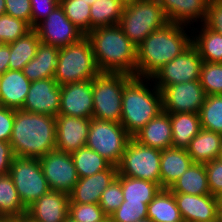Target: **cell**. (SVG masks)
Instances as JSON below:
<instances>
[{
    "instance_id": "obj_1",
    "label": "cell",
    "mask_w": 222,
    "mask_h": 222,
    "mask_svg": "<svg viewBox=\"0 0 222 222\" xmlns=\"http://www.w3.org/2000/svg\"><path fill=\"white\" fill-rule=\"evenodd\" d=\"M185 28L188 29V26L169 22L145 38L136 49V76L151 78L165 64L188 48L192 44V33L188 35Z\"/></svg>"
},
{
    "instance_id": "obj_2",
    "label": "cell",
    "mask_w": 222,
    "mask_h": 222,
    "mask_svg": "<svg viewBox=\"0 0 222 222\" xmlns=\"http://www.w3.org/2000/svg\"><path fill=\"white\" fill-rule=\"evenodd\" d=\"M14 156L39 159L56 149L54 116L14 109L10 141Z\"/></svg>"
},
{
    "instance_id": "obj_3",
    "label": "cell",
    "mask_w": 222,
    "mask_h": 222,
    "mask_svg": "<svg viewBox=\"0 0 222 222\" xmlns=\"http://www.w3.org/2000/svg\"><path fill=\"white\" fill-rule=\"evenodd\" d=\"M86 37L90 40L101 73L136 76L137 46L117 25L98 27Z\"/></svg>"
},
{
    "instance_id": "obj_4",
    "label": "cell",
    "mask_w": 222,
    "mask_h": 222,
    "mask_svg": "<svg viewBox=\"0 0 222 222\" xmlns=\"http://www.w3.org/2000/svg\"><path fill=\"white\" fill-rule=\"evenodd\" d=\"M152 83L151 78L133 76L124 86L120 124L131 137L163 111L161 92Z\"/></svg>"
},
{
    "instance_id": "obj_5",
    "label": "cell",
    "mask_w": 222,
    "mask_h": 222,
    "mask_svg": "<svg viewBox=\"0 0 222 222\" xmlns=\"http://www.w3.org/2000/svg\"><path fill=\"white\" fill-rule=\"evenodd\" d=\"M100 73L91 42L86 36L77 43L60 48L54 75L60 86L94 79Z\"/></svg>"
},
{
    "instance_id": "obj_6",
    "label": "cell",
    "mask_w": 222,
    "mask_h": 222,
    "mask_svg": "<svg viewBox=\"0 0 222 222\" xmlns=\"http://www.w3.org/2000/svg\"><path fill=\"white\" fill-rule=\"evenodd\" d=\"M169 23L157 0H136L124 6L119 26L129 40L138 46L153 31Z\"/></svg>"
},
{
    "instance_id": "obj_7",
    "label": "cell",
    "mask_w": 222,
    "mask_h": 222,
    "mask_svg": "<svg viewBox=\"0 0 222 222\" xmlns=\"http://www.w3.org/2000/svg\"><path fill=\"white\" fill-rule=\"evenodd\" d=\"M132 77L123 73H100L92 79V118L120 123L124 86Z\"/></svg>"
},
{
    "instance_id": "obj_8",
    "label": "cell",
    "mask_w": 222,
    "mask_h": 222,
    "mask_svg": "<svg viewBox=\"0 0 222 222\" xmlns=\"http://www.w3.org/2000/svg\"><path fill=\"white\" fill-rule=\"evenodd\" d=\"M130 138L120 123L91 118L86 146L118 166Z\"/></svg>"
},
{
    "instance_id": "obj_9",
    "label": "cell",
    "mask_w": 222,
    "mask_h": 222,
    "mask_svg": "<svg viewBox=\"0 0 222 222\" xmlns=\"http://www.w3.org/2000/svg\"><path fill=\"white\" fill-rule=\"evenodd\" d=\"M160 160V149L140 144L131 137L117 166L118 175L152 181L160 186Z\"/></svg>"
},
{
    "instance_id": "obj_10",
    "label": "cell",
    "mask_w": 222,
    "mask_h": 222,
    "mask_svg": "<svg viewBox=\"0 0 222 222\" xmlns=\"http://www.w3.org/2000/svg\"><path fill=\"white\" fill-rule=\"evenodd\" d=\"M9 174L26 209L50 191L39 159L14 156Z\"/></svg>"
},
{
    "instance_id": "obj_11",
    "label": "cell",
    "mask_w": 222,
    "mask_h": 222,
    "mask_svg": "<svg viewBox=\"0 0 222 222\" xmlns=\"http://www.w3.org/2000/svg\"><path fill=\"white\" fill-rule=\"evenodd\" d=\"M202 64L203 60L197 48L191 44L159 69L151 79L159 90L173 84L200 80Z\"/></svg>"
},
{
    "instance_id": "obj_12",
    "label": "cell",
    "mask_w": 222,
    "mask_h": 222,
    "mask_svg": "<svg viewBox=\"0 0 222 222\" xmlns=\"http://www.w3.org/2000/svg\"><path fill=\"white\" fill-rule=\"evenodd\" d=\"M39 161L50 190L70 195L79 180L71 154L54 149Z\"/></svg>"
},
{
    "instance_id": "obj_13",
    "label": "cell",
    "mask_w": 222,
    "mask_h": 222,
    "mask_svg": "<svg viewBox=\"0 0 222 222\" xmlns=\"http://www.w3.org/2000/svg\"><path fill=\"white\" fill-rule=\"evenodd\" d=\"M33 29L37 32L41 43L58 48L77 43L85 37L67 18L60 4Z\"/></svg>"
},
{
    "instance_id": "obj_14",
    "label": "cell",
    "mask_w": 222,
    "mask_h": 222,
    "mask_svg": "<svg viewBox=\"0 0 222 222\" xmlns=\"http://www.w3.org/2000/svg\"><path fill=\"white\" fill-rule=\"evenodd\" d=\"M162 110L167 113H198L206 94L199 80L166 86L160 90Z\"/></svg>"
},
{
    "instance_id": "obj_15",
    "label": "cell",
    "mask_w": 222,
    "mask_h": 222,
    "mask_svg": "<svg viewBox=\"0 0 222 222\" xmlns=\"http://www.w3.org/2000/svg\"><path fill=\"white\" fill-rule=\"evenodd\" d=\"M59 115L91 119L93 116L92 79L60 86Z\"/></svg>"
},
{
    "instance_id": "obj_16",
    "label": "cell",
    "mask_w": 222,
    "mask_h": 222,
    "mask_svg": "<svg viewBox=\"0 0 222 222\" xmlns=\"http://www.w3.org/2000/svg\"><path fill=\"white\" fill-rule=\"evenodd\" d=\"M60 85L54 78L32 81L22 110L58 116L60 111Z\"/></svg>"
},
{
    "instance_id": "obj_17",
    "label": "cell",
    "mask_w": 222,
    "mask_h": 222,
    "mask_svg": "<svg viewBox=\"0 0 222 222\" xmlns=\"http://www.w3.org/2000/svg\"><path fill=\"white\" fill-rule=\"evenodd\" d=\"M56 119V149L73 153L86 146L91 119L58 115Z\"/></svg>"
},
{
    "instance_id": "obj_18",
    "label": "cell",
    "mask_w": 222,
    "mask_h": 222,
    "mask_svg": "<svg viewBox=\"0 0 222 222\" xmlns=\"http://www.w3.org/2000/svg\"><path fill=\"white\" fill-rule=\"evenodd\" d=\"M185 222H212L218 217L219 199L211 194L173 193Z\"/></svg>"
},
{
    "instance_id": "obj_19",
    "label": "cell",
    "mask_w": 222,
    "mask_h": 222,
    "mask_svg": "<svg viewBox=\"0 0 222 222\" xmlns=\"http://www.w3.org/2000/svg\"><path fill=\"white\" fill-rule=\"evenodd\" d=\"M69 202V195L50 190L27 208L26 215L34 222H65Z\"/></svg>"
},
{
    "instance_id": "obj_20",
    "label": "cell",
    "mask_w": 222,
    "mask_h": 222,
    "mask_svg": "<svg viewBox=\"0 0 222 222\" xmlns=\"http://www.w3.org/2000/svg\"><path fill=\"white\" fill-rule=\"evenodd\" d=\"M117 175V166L110 165L106 170L79 178L69 195V203L99 204L102 192L117 178Z\"/></svg>"
},
{
    "instance_id": "obj_21",
    "label": "cell",
    "mask_w": 222,
    "mask_h": 222,
    "mask_svg": "<svg viewBox=\"0 0 222 222\" xmlns=\"http://www.w3.org/2000/svg\"><path fill=\"white\" fill-rule=\"evenodd\" d=\"M169 22L187 25L204 22L209 0H157ZM198 19V20H197ZM192 22V23H191ZM187 23V24H186Z\"/></svg>"
},
{
    "instance_id": "obj_22",
    "label": "cell",
    "mask_w": 222,
    "mask_h": 222,
    "mask_svg": "<svg viewBox=\"0 0 222 222\" xmlns=\"http://www.w3.org/2000/svg\"><path fill=\"white\" fill-rule=\"evenodd\" d=\"M31 81L22 70H7L1 74L0 102L3 107L22 109Z\"/></svg>"
},
{
    "instance_id": "obj_23",
    "label": "cell",
    "mask_w": 222,
    "mask_h": 222,
    "mask_svg": "<svg viewBox=\"0 0 222 222\" xmlns=\"http://www.w3.org/2000/svg\"><path fill=\"white\" fill-rule=\"evenodd\" d=\"M133 138L145 146L160 150L172 147V128L170 115L162 111L151 119Z\"/></svg>"
},
{
    "instance_id": "obj_24",
    "label": "cell",
    "mask_w": 222,
    "mask_h": 222,
    "mask_svg": "<svg viewBox=\"0 0 222 222\" xmlns=\"http://www.w3.org/2000/svg\"><path fill=\"white\" fill-rule=\"evenodd\" d=\"M192 163L186 149L171 147L161 150L160 187L169 189Z\"/></svg>"
},
{
    "instance_id": "obj_25",
    "label": "cell",
    "mask_w": 222,
    "mask_h": 222,
    "mask_svg": "<svg viewBox=\"0 0 222 222\" xmlns=\"http://www.w3.org/2000/svg\"><path fill=\"white\" fill-rule=\"evenodd\" d=\"M60 48L44 43L39 44L36 55L23 68L29 81L54 78Z\"/></svg>"
},
{
    "instance_id": "obj_26",
    "label": "cell",
    "mask_w": 222,
    "mask_h": 222,
    "mask_svg": "<svg viewBox=\"0 0 222 222\" xmlns=\"http://www.w3.org/2000/svg\"><path fill=\"white\" fill-rule=\"evenodd\" d=\"M222 148V134L201 129L190 141L186 149L193 163L213 161L220 157Z\"/></svg>"
},
{
    "instance_id": "obj_27",
    "label": "cell",
    "mask_w": 222,
    "mask_h": 222,
    "mask_svg": "<svg viewBox=\"0 0 222 222\" xmlns=\"http://www.w3.org/2000/svg\"><path fill=\"white\" fill-rule=\"evenodd\" d=\"M172 128V147L187 149L201 128L198 113H169Z\"/></svg>"
},
{
    "instance_id": "obj_28",
    "label": "cell",
    "mask_w": 222,
    "mask_h": 222,
    "mask_svg": "<svg viewBox=\"0 0 222 222\" xmlns=\"http://www.w3.org/2000/svg\"><path fill=\"white\" fill-rule=\"evenodd\" d=\"M172 193L190 195L210 194L205 164L192 163L169 188Z\"/></svg>"
},
{
    "instance_id": "obj_29",
    "label": "cell",
    "mask_w": 222,
    "mask_h": 222,
    "mask_svg": "<svg viewBox=\"0 0 222 222\" xmlns=\"http://www.w3.org/2000/svg\"><path fill=\"white\" fill-rule=\"evenodd\" d=\"M192 30V44L197 48L203 62L222 63V35L206 27ZM198 33V34H197ZM195 34V35H194Z\"/></svg>"
},
{
    "instance_id": "obj_30",
    "label": "cell",
    "mask_w": 222,
    "mask_h": 222,
    "mask_svg": "<svg viewBox=\"0 0 222 222\" xmlns=\"http://www.w3.org/2000/svg\"><path fill=\"white\" fill-rule=\"evenodd\" d=\"M147 218L153 222H182L174 194L167 188H161L148 204Z\"/></svg>"
},
{
    "instance_id": "obj_31",
    "label": "cell",
    "mask_w": 222,
    "mask_h": 222,
    "mask_svg": "<svg viewBox=\"0 0 222 222\" xmlns=\"http://www.w3.org/2000/svg\"><path fill=\"white\" fill-rule=\"evenodd\" d=\"M26 213L11 175H0V220H12L26 216Z\"/></svg>"
},
{
    "instance_id": "obj_32",
    "label": "cell",
    "mask_w": 222,
    "mask_h": 222,
    "mask_svg": "<svg viewBox=\"0 0 222 222\" xmlns=\"http://www.w3.org/2000/svg\"><path fill=\"white\" fill-rule=\"evenodd\" d=\"M40 39L32 29L25 36L9 43L10 58L8 70H23L24 66L35 57Z\"/></svg>"
},
{
    "instance_id": "obj_33",
    "label": "cell",
    "mask_w": 222,
    "mask_h": 222,
    "mask_svg": "<svg viewBox=\"0 0 222 222\" xmlns=\"http://www.w3.org/2000/svg\"><path fill=\"white\" fill-rule=\"evenodd\" d=\"M121 182L124 201L149 204L161 187L152 181L117 175Z\"/></svg>"
},
{
    "instance_id": "obj_34",
    "label": "cell",
    "mask_w": 222,
    "mask_h": 222,
    "mask_svg": "<svg viewBox=\"0 0 222 222\" xmlns=\"http://www.w3.org/2000/svg\"><path fill=\"white\" fill-rule=\"evenodd\" d=\"M124 5L118 0H97L91 5V31L98 27L119 24Z\"/></svg>"
},
{
    "instance_id": "obj_35",
    "label": "cell",
    "mask_w": 222,
    "mask_h": 222,
    "mask_svg": "<svg viewBox=\"0 0 222 222\" xmlns=\"http://www.w3.org/2000/svg\"><path fill=\"white\" fill-rule=\"evenodd\" d=\"M79 178H85L106 170L111 164L89 147L84 146L71 153Z\"/></svg>"
},
{
    "instance_id": "obj_36",
    "label": "cell",
    "mask_w": 222,
    "mask_h": 222,
    "mask_svg": "<svg viewBox=\"0 0 222 222\" xmlns=\"http://www.w3.org/2000/svg\"><path fill=\"white\" fill-rule=\"evenodd\" d=\"M201 128L222 134V95H208L199 112Z\"/></svg>"
},
{
    "instance_id": "obj_37",
    "label": "cell",
    "mask_w": 222,
    "mask_h": 222,
    "mask_svg": "<svg viewBox=\"0 0 222 222\" xmlns=\"http://www.w3.org/2000/svg\"><path fill=\"white\" fill-rule=\"evenodd\" d=\"M60 5L67 18L86 36L91 31V6L83 0H63Z\"/></svg>"
},
{
    "instance_id": "obj_38",
    "label": "cell",
    "mask_w": 222,
    "mask_h": 222,
    "mask_svg": "<svg viewBox=\"0 0 222 222\" xmlns=\"http://www.w3.org/2000/svg\"><path fill=\"white\" fill-rule=\"evenodd\" d=\"M199 81L206 96L222 95V63L203 62Z\"/></svg>"
},
{
    "instance_id": "obj_39",
    "label": "cell",
    "mask_w": 222,
    "mask_h": 222,
    "mask_svg": "<svg viewBox=\"0 0 222 222\" xmlns=\"http://www.w3.org/2000/svg\"><path fill=\"white\" fill-rule=\"evenodd\" d=\"M33 28L25 21L4 14L0 15V38L4 44L16 41L25 36Z\"/></svg>"
},
{
    "instance_id": "obj_40",
    "label": "cell",
    "mask_w": 222,
    "mask_h": 222,
    "mask_svg": "<svg viewBox=\"0 0 222 222\" xmlns=\"http://www.w3.org/2000/svg\"><path fill=\"white\" fill-rule=\"evenodd\" d=\"M147 208L148 204L143 202L123 201L120 207L109 218L113 222H136L147 218Z\"/></svg>"
},
{
    "instance_id": "obj_41",
    "label": "cell",
    "mask_w": 222,
    "mask_h": 222,
    "mask_svg": "<svg viewBox=\"0 0 222 222\" xmlns=\"http://www.w3.org/2000/svg\"><path fill=\"white\" fill-rule=\"evenodd\" d=\"M68 215L79 222H103L108 218L99 204L69 203Z\"/></svg>"
},
{
    "instance_id": "obj_42",
    "label": "cell",
    "mask_w": 222,
    "mask_h": 222,
    "mask_svg": "<svg viewBox=\"0 0 222 222\" xmlns=\"http://www.w3.org/2000/svg\"><path fill=\"white\" fill-rule=\"evenodd\" d=\"M123 192L121 182L116 178L105 188L101 194L99 205L104 213L109 217L123 203Z\"/></svg>"
},
{
    "instance_id": "obj_43",
    "label": "cell",
    "mask_w": 222,
    "mask_h": 222,
    "mask_svg": "<svg viewBox=\"0 0 222 222\" xmlns=\"http://www.w3.org/2000/svg\"><path fill=\"white\" fill-rule=\"evenodd\" d=\"M205 169L210 194L219 198L222 195V160L218 158L205 163Z\"/></svg>"
},
{
    "instance_id": "obj_44",
    "label": "cell",
    "mask_w": 222,
    "mask_h": 222,
    "mask_svg": "<svg viewBox=\"0 0 222 222\" xmlns=\"http://www.w3.org/2000/svg\"><path fill=\"white\" fill-rule=\"evenodd\" d=\"M30 2L32 28L45 19L60 4L57 0H30Z\"/></svg>"
},
{
    "instance_id": "obj_45",
    "label": "cell",
    "mask_w": 222,
    "mask_h": 222,
    "mask_svg": "<svg viewBox=\"0 0 222 222\" xmlns=\"http://www.w3.org/2000/svg\"><path fill=\"white\" fill-rule=\"evenodd\" d=\"M5 8V14L21 19L31 26L30 0H5Z\"/></svg>"
},
{
    "instance_id": "obj_46",
    "label": "cell",
    "mask_w": 222,
    "mask_h": 222,
    "mask_svg": "<svg viewBox=\"0 0 222 222\" xmlns=\"http://www.w3.org/2000/svg\"><path fill=\"white\" fill-rule=\"evenodd\" d=\"M203 24L222 35V3L209 1L207 15Z\"/></svg>"
},
{
    "instance_id": "obj_47",
    "label": "cell",
    "mask_w": 222,
    "mask_h": 222,
    "mask_svg": "<svg viewBox=\"0 0 222 222\" xmlns=\"http://www.w3.org/2000/svg\"><path fill=\"white\" fill-rule=\"evenodd\" d=\"M14 124V109L0 108V141L9 142Z\"/></svg>"
},
{
    "instance_id": "obj_48",
    "label": "cell",
    "mask_w": 222,
    "mask_h": 222,
    "mask_svg": "<svg viewBox=\"0 0 222 222\" xmlns=\"http://www.w3.org/2000/svg\"><path fill=\"white\" fill-rule=\"evenodd\" d=\"M14 158L9 142L0 141V175L8 174Z\"/></svg>"
},
{
    "instance_id": "obj_49",
    "label": "cell",
    "mask_w": 222,
    "mask_h": 222,
    "mask_svg": "<svg viewBox=\"0 0 222 222\" xmlns=\"http://www.w3.org/2000/svg\"><path fill=\"white\" fill-rule=\"evenodd\" d=\"M10 58V45L4 44L0 47V74L8 70Z\"/></svg>"
},
{
    "instance_id": "obj_50",
    "label": "cell",
    "mask_w": 222,
    "mask_h": 222,
    "mask_svg": "<svg viewBox=\"0 0 222 222\" xmlns=\"http://www.w3.org/2000/svg\"><path fill=\"white\" fill-rule=\"evenodd\" d=\"M10 222H34L27 215L10 220Z\"/></svg>"
},
{
    "instance_id": "obj_51",
    "label": "cell",
    "mask_w": 222,
    "mask_h": 222,
    "mask_svg": "<svg viewBox=\"0 0 222 222\" xmlns=\"http://www.w3.org/2000/svg\"><path fill=\"white\" fill-rule=\"evenodd\" d=\"M5 13H6L5 0H0V15H4Z\"/></svg>"
},
{
    "instance_id": "obj_52",
    "label": "cell",
    "mask_w": 222,
    "mask_h": 222,
    "mask_svg": "<svg viewBox=\"0 0 222 222\" xmlns=\"http://www.w3.org/2000/svg\"><path fill=\"white\" fill-rule=\"evenodd\" d=\"M118 1H120L125 6V5L131 4L132 2H134L136 0H118Z\"/></svg>"
},
{
    "instance_id": "obj_53",
    "label": "cell",
    "mask_w": 222,
    "mask_h": 222,
    "mask_svg": "<svg viewBox=\"0 0 222 222\" xmlns=\"http://www.w3.org/2000/svg\"><path fill=\"white\" fill-rule=\"evenodd\" d=\"M65 222H79V221H76L74 220L73 218H71L69 215L67 216Z\"/></svg>"
},
{
    "instance_id": "obj_54",
    "label": "cell",
    "mask_w": 222,
    "mask_h": 222,
    "mask_svg": "<svg viewBox=\"0 0 222 222\" xmlns=\"http://www.w3.org/2000/svg\"><path fill=\"white\" fill-rule=\"evenodd\" d=\"M217 219L222 222V210H218V217Z\"/></svg>"
},
{
    "instance_id": "obj_55",
    "label": "cell",
    "mask_w": 222,
    "mask_h": 222,
    "mask_svg": "<svg viewBox=\"0 0 222 222\" xmlns=\"http://www.w3.org/2000/svg\"><path fill=\"white\" fill-rule=\"evenodd\" d=\"M84 2H86L87 4H89L90 6L92 4H94V2H96L97 0H83Z\"/></svg>"
},
{
    "instance_id": "obj_56",
    "label": "cell",
    "mask_w": 222,
    "mask_h": 222,
    "mask_svg": "<svg viewBox=\"0 0 222 222\" xmlns=\"http://www.w3.org/2000/svg\"><path fill=\"white\" fill-rule=\"evenodd\" d=\"M218 199H219V208H218V210H222V195Z\"/></svg>"
},
{
    "instance_id": "obj_57",
    "label": "cell",
    "mask_w": 222,
    "mask_h": 222,
    "mask_svg": "<svg viewBox=\"0 0 222 222\" xmlns=\"http://www.w3.org/2000/svg\"><path fill=\"white\" fill-rule=\"evenodd\" d=\"M136 222H153V221L149 218H145V219H142V220H138Z\"/></svg>"
},
{
    "instance_id": "obj_58",
    "label": "cell",
    "mask_w": 222,
    "mask_h": 222,
    "mask_svg": "<svg viewBox=\"0 0 222 222\" xmlns=\"http://www.w3.org/2000/svg\"><path fill=\"white\" fill-rule=\"evenodd\" d=\"M103 222H113L109 217L105 219Z\"/></svg>"
},
{
    "instance_id": "obj_59",
    "label": "cell",
    "mask_w": 222,
    "mask_h": 222,
    "mask_svg": "<svg viewBox=\"0 0 222 222\" xmlns=\"http://www.w3.org/2000/svg\"><path fill=\"white\" fill-rule=\"evenodd\" d=\"M4 45V42L2 41V39L0 38V47Z\"/></svg>"
},
{
    "instance_id": "obj_60",
    "label": "cell",
    "mask_w": 222,
    "mask_h": 222,
    "mask_svg": "<svg viewBox=\"0 0 222 222\" xmlns=\"http://www.w3.org/2000/svg\"><path fill=\"white\" fill-rule=\"evenodd\" d=\"M209 1H214V2H220V3H222V0H209Z\"/></svg>"
},
{
    "instance_id": "obj_61",
    "label": "cell",
    "mask_w": 222,
    "mask_h": 222,
    "mask_svg": "<svg viewBox=\"0 0 222 222\" xmlns=\"http://www.w3.org/2000/svg\"><path fill=\"white\" fill-rule=\"evenodd\" d=\"M219 159L222 160V148H221V153H220V157H219Z\"/></svg>"
},
{
    "instance_id": "obj_62",
    "label": "cell",
    "mask_w": 222,
    "mask_h": 222,
    "mask_svg": "<svg viewBox=\"0 0 222 222\" xmlns=\"http://www.w3.org/2000/svg\"><path fill=\"white\" fill-rule=\"evenodd\" d=\"M0 222H10V220H0Z\"/></svg>"
}]
</instances>
